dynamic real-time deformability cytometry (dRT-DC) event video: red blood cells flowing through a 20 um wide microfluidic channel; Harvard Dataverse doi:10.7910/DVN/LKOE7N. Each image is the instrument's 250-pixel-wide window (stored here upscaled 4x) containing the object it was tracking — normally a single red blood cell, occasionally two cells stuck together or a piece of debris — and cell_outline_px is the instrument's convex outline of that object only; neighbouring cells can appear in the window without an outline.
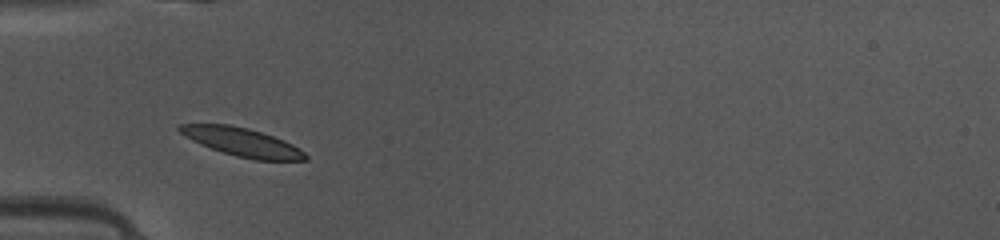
{"species": "common noctule bat (a hibernating species)", "species_latin": "Nyctalus noctula", "temperature_condition": "warm", "stored_images_in_passage": 34, "camera_frame_rate_fps": 3000, "um_per_image_px": 0.085, "animal": {"sex": "female", "body_mass_g": 10.0, "forearm_length_mm": 53.1}, "frame": {"image": 1, "passage_image": 1, "time_ms": 0.0, "image_size_px": [1000, 240], "cell_outline_px": [[308, 160], [256, 160], [236, 156], [200, 144], [192, 140], [180, 132], [176, 128], [180, 124], [228, 124], [248, 128], [284, 140], [292, 144], [304, 152], [308, 156]], "centroid_in_image_um": [20.59, 12.07], "position_along_channel_um": 64.4, "area_um2": 20.52}}
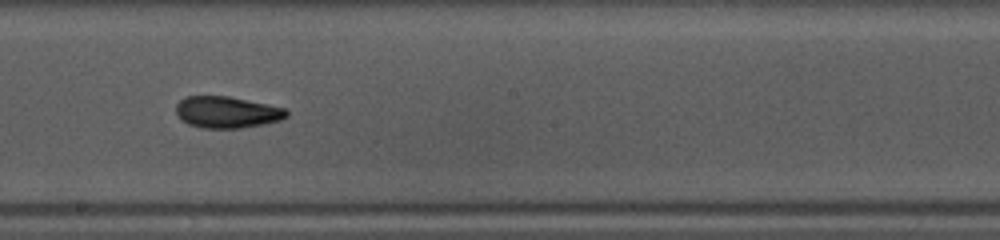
{"frame": {"image": 2, "passage_image": 13, "time_ms": 4.0, "image_size_px": [1000, 240], "cell_outline_px": [[288, 116], [280, 120], [264, 124], [240, 128], [200, 128], [188, 124], [176, 112], [176, 104], [184, 96], [228, 96], [268, 104], [284, 108], [288, 112]], "centroid_in_image_um": [19.29, 9.53], "position_along_channel_um": 228.9, "area_um2": 20.29}}
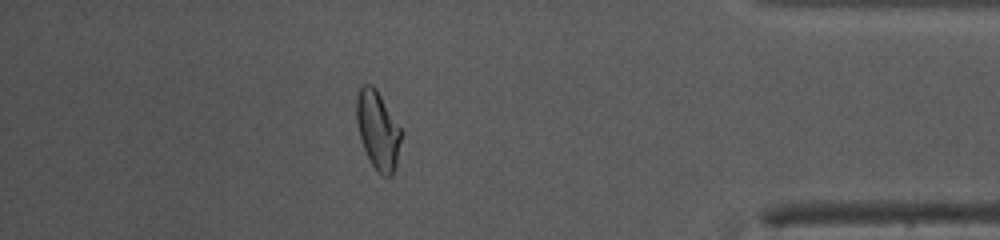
{"frame": {"image": 3, "passage_image": 28, "time_ms": 9.0, "image_size_px": [1000, 240], "cell_outline_px": [[404, 132], [396, 164], [392, 176], [380, 176], [376, 172], [360, 140], [356, 120], [356, 96], [360, 88], [364, 84], [372, 84], [376, 88]], "centroid_in_image_um": [32.13, 11.07], "position_along_channel_um": 403.1, "area_um2": 20.81}, "authors_computed_cell_mechanics": {"area_um2": 20.3167, "velocity_mm_per_s": 4.1396, "shape_relaxation_time_tau1_ms": 9.4066, "shape_relaxation_time_tau2_ms": 2.5359, "deformation_change_tau1": 0.2203, "deformation_change_tau2": 0.0855}}